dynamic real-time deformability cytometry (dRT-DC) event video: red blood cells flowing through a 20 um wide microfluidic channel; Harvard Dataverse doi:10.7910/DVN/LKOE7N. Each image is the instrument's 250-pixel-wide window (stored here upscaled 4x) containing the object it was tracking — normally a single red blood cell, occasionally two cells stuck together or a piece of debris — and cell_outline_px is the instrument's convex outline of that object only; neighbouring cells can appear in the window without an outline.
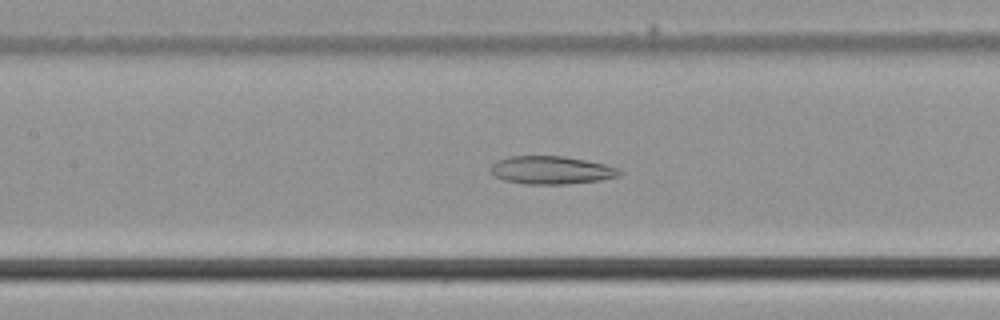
{"species": "common noctule bat (a hibernating species)", "species_latin": "Nyctalus noctula", "temperature_condition": "cold", "stored_images_in_passage": 50, "camera_frame_rate_fps": 3000, "um_per_image_px": 0.085, "animal": {"sex": "male", "body_mass_g": 21.5, "forearm_length_mm": 52.0}, "frame": {"image": 1, "passage_image": 23, "time_ms": 7.333, "image_size_px": [1000, 320], "cell_outline_px": [[624, 172], [620, 176], [600, 180], [564, 184], [524, 184], [504, 180], [496, 176], [492, 172], [492, 164], [496, 160], [508, 156], [564, 156], [604, 164], [616, 168]], "centroid_in_image_um": [46.86, 14.46], "position_along_channel_um": 160.5, "area_um2": 20.92}}
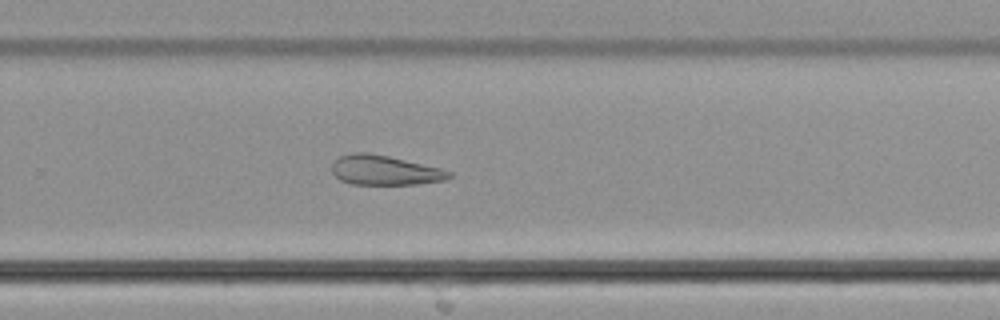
{"frame": {"image": 2, "passage_image": 33, "time_ms": 10.667, "image_size_px": [1000, 320], "cell_outline_px": [[452, 176], [444, 180], [416, 184], [352, 184], [340, 180], [332, 172], [332, 164], [340, 156], [352, 152], [364, 152], [388, 156], [440, 168], [452, 172]], "centroid_in_image_um": [32.68, 14.47], "position_along_channel_um": 297.1, "area_um2": 20.06}}
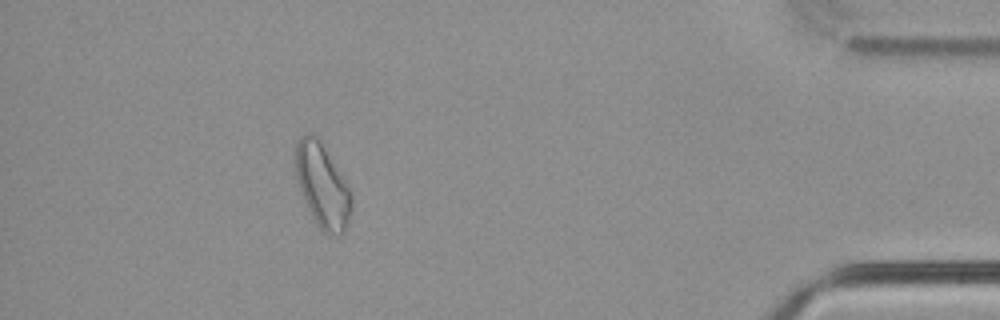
{"frame": {"image": 3, "passage_image": 45, "time_ms": 14.667, "image_size_px": [1000, 320], "cell_outline_px": [[352, 208], [348, 224], [344, 232], [340, 236], [328, 236], [320, 228], [312, 216], [304, 200], [296, 180], [292, 160], [296, 144], [300, 136], [316, 132], [348, 188], [352, 196]], "centroid_in_image_um": [27.36, 15.77], "position_along_channel_um": 407.8, "area_um2": 27.74}}